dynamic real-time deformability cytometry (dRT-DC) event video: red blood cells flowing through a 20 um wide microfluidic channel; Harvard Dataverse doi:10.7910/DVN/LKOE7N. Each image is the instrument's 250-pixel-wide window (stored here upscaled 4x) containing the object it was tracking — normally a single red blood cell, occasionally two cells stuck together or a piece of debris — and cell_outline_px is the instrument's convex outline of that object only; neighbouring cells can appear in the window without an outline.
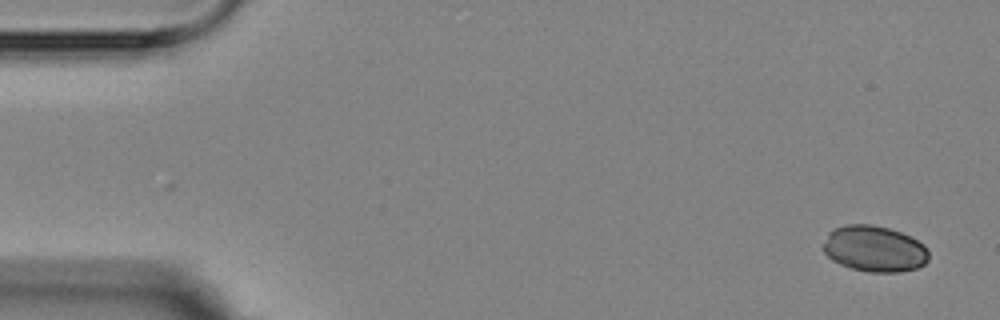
{"species": "Egyptian fruit bat (a non-hibernating species)", "species_latin": "Rousettus aegyptiacus", "temperature_condition": "room temperature", "stored_images_in_passage": 5, "camera_frame_rate_fps": 3000, "um_per_image_px": 0.085, "animal": {"sex": "female"}, "frame": {"image": 1, "passage_image": 1, "time_ms": 0.0, "image_size_px": [1000, 320], "cell_outline_px": [[928, 260], [924, 264], [916, 268], [900, 272], [868, 272], [852, 268], [840, 264], [832, 260], [824, 252], [824, 244], [828, 232], [836, 228], [848, 224], [872, 224], [888, 228], [900, 232], [924, 244], [928, 248]], "centroid_in_image_um": [74.33, 21.15], "position_along_channel_um": 10.7, "area_um2": 28.21}}
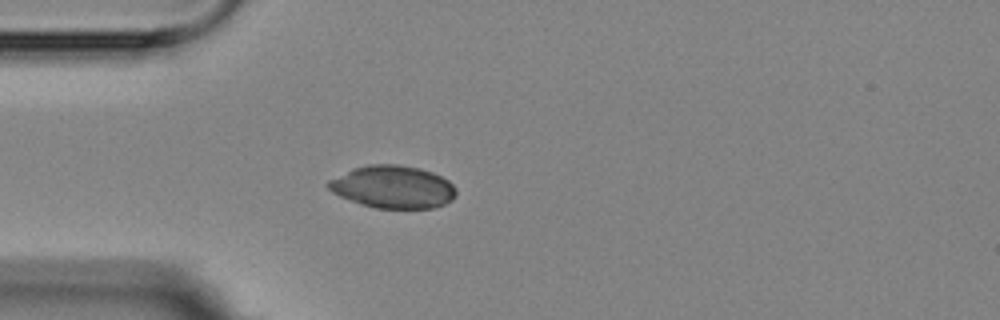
{"frame": {"image": 2, "passage_image": 5, "time_ms": 4.333, "image_size_px": [1000, 320], "cell_outline_px": [[456, 196], [452, 200], [444, 204], [432, 208], [376, 208], [360, 204], [340, 196], [332, 192], [324, 184], [328, 180], [352, 168], [368, 164], [400, 164], [420, 168], [432, 172], [448, 180], [456, 188]], "centroid_in_image_um": [33.38, 15.88], "position_along_channel_um": 51.6, "area_um2": 31.96}}